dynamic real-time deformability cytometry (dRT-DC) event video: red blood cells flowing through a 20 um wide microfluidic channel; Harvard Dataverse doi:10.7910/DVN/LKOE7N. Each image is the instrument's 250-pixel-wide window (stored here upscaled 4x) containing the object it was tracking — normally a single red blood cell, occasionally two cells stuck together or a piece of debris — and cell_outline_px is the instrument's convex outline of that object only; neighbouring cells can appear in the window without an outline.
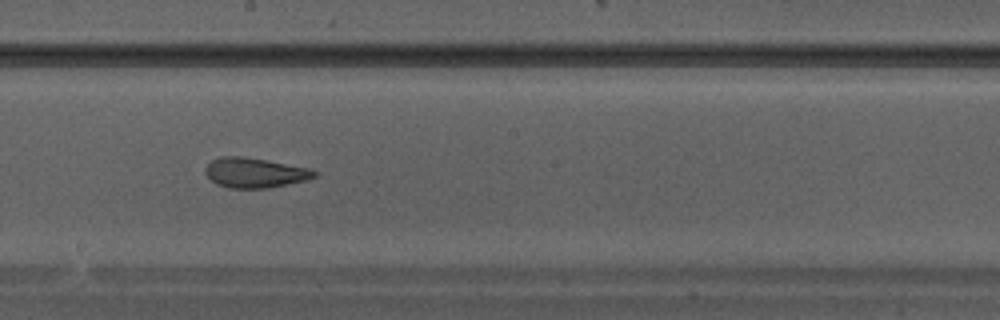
{"species": "Egyptian fruit bat (a non-hibernating species)", "species_latin": "Rousettus aegyptiacus", "temperature_condition": "warm", "stored_images_in_passage": 35, "camera_frame_rate_fps": 3000, "um_per_image_px": 0.085, "animal": {"sex": "male"}, "frame": {"image": 1, "passage_image": 20, "time_ms": 6.333, "image_size_px": [1000, 320], "cell_outline_px": [[320, 172], [316, 176], [304, 180], [268, 188], [228, 188], [216, 184], [204, 172], [204, 168], [212, 160], [220, 156], [240, 156], [264, 160], [308, 168]], "centroid_in_image_um": [21.62, 14.68], "position_along_channel_um": 226.6, "area_um2": 18.79}}